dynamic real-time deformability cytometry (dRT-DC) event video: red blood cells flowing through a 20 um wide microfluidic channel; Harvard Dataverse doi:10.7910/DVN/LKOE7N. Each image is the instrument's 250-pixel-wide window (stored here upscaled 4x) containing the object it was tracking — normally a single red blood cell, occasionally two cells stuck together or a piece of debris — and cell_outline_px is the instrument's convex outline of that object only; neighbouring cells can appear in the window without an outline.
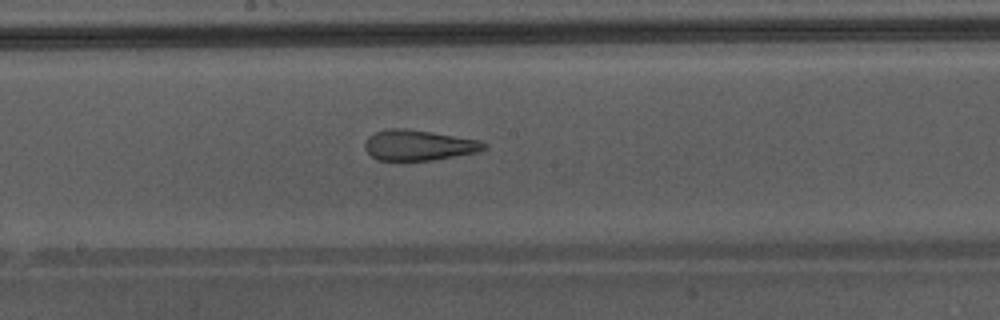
{"species": "Egyptian fruit bat (a non-hibernating species)", "species_latin": "Rousettus aegyptiacus", "temperature_condition": "warm", "stored_images_in_passage": 49, "camera_frame_rate_fps": 3000, "um_per_image_px": 0.085, "animal": {"sex": "male"}, "frame": {"image": 1, "passage_image": 28, "time_ms": 9.0, "image_size_px": [1000, 320], "cell_outline_px": [[488, 144], [484, 148], [476, 152], [432, 160], [376, 160], [364, 148], [364, 144], [368, 136], [372, 132], [388, 128], [404, 128], [432, 132], [480, 140]], "centroid_in_image_um": [35.53, 12.33], "position_along_channel_um": 212.7, "area_um2": 21.15}, "authors_computed_cell_mechanics": {"area_um2": 26.1256, "velocity_mm_per_s": 4.3651, "shape_relaxation_time_tau1_ms": null, "shape_relaxation_time_tau2_ms": 1.1731, "deformation_change_tau1": null, "deformation_change_tau2": 0.105}}